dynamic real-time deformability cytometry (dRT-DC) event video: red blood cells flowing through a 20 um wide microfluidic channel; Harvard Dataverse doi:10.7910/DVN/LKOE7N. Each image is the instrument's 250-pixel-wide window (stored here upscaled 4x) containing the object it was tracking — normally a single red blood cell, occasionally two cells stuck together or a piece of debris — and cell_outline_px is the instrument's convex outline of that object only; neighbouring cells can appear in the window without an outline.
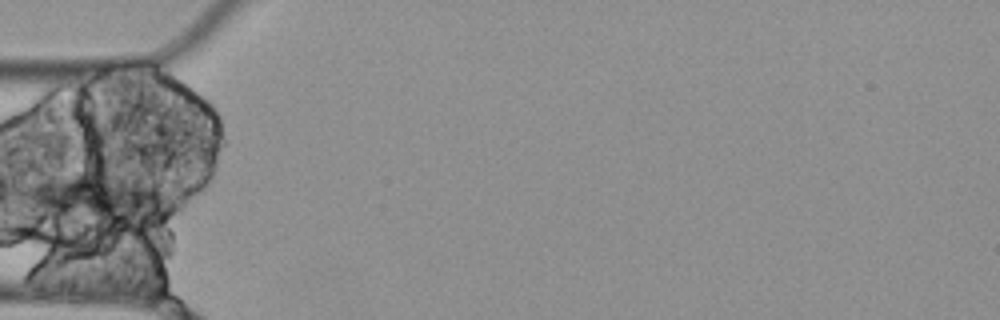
{"species": "Egyptian fruit bat (a non-hibernating species)", "species_latin": "Rousettus aegyptiacus", "temperature_condition": "cold", "stored_images_in_passage": 4, "segment_of_instrument_passage": [2, 2], "camera_frame_rate_fps": 3000, "um_per_image_px": 0.085, "animal": {"sex": "female"}, "frame": {"image": 1, "passage_image": 4, "time_ms": 1.0, "image_size_px": [1000, 320], "cell_outline_px": [[172, 200], [168, 216], [92, 232], [32, 200], [28, 196], [28, 188], [44, 180], [72, 172], [92, 172], [164, 192], [172, 196]], "centroid_in_image_um": [8.5, 17.03], "position_along_channel_um": 76.5, "area_um2": 40.75}}